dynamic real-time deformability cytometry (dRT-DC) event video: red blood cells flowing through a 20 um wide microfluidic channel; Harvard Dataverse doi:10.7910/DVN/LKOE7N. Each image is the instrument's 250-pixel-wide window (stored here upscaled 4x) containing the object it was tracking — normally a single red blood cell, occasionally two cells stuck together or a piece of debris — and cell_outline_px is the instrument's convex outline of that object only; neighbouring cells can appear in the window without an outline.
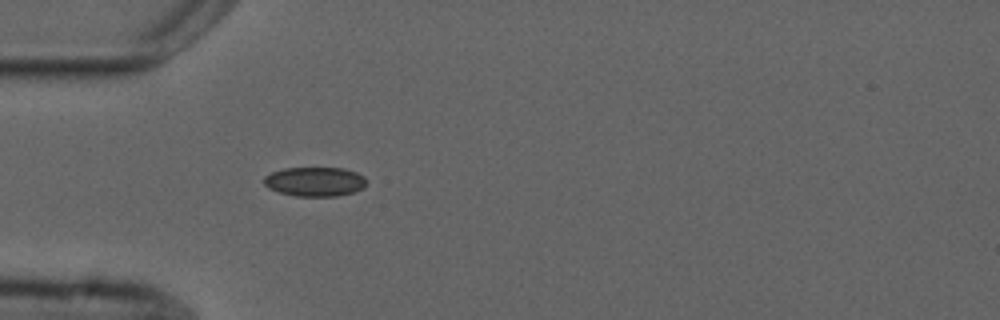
{"species": "common noctule bat (a hibernating species)", "species_latin": "Nyctalus noctula", "temperature_condition": "cold", "stored_images_in_passage": 5, "camera_frame_rate_fps": 3000, "um_per_image_px": 0.085, "animal": {"sex": "male", "forearm_length_mm": 52.5}, "frame": {"image": 1, "passage_image": 5, "time_ms": 5.667, "image_size_px": [1000, 320], "cell_outline_px": [[364, 188], [352, 192], [336, 196], [296, 196], [280, 192], [268, 188], [264, 184], [264, 176], [272, 172], [284, 168], [344, 168], [356, 172], [364, 176]], "centroid_in_image_um": [26.74, 15.43], "position_along_channel_um": 58.3, "area_um2": 17.4}}